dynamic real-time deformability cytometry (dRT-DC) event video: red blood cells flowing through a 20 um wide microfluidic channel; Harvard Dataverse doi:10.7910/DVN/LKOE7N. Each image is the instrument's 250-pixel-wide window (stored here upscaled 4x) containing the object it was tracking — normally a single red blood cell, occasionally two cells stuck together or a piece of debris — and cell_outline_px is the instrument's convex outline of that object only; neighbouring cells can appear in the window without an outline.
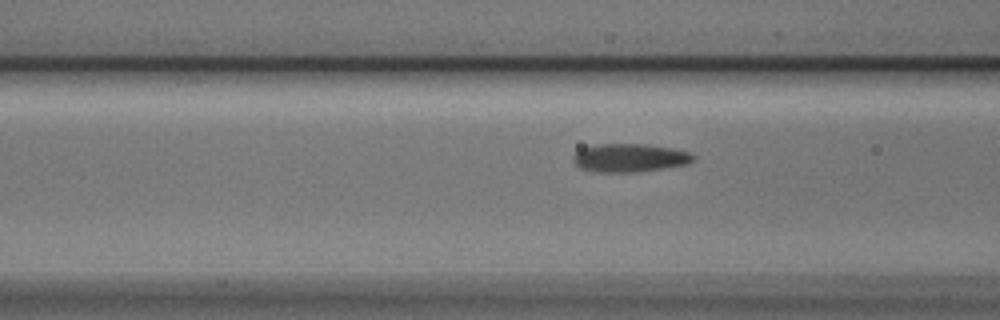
{"species": "Egyptian fruit bat (a non-hibernating species)", "species_latin": "Rousettus aegyptiacus", "temperature_condition": "cold", "stored_images_in_passage": 28, "camera_frame_rate_fps": 3000, "um_per_image_px": 0.085, "animal": {"sex": "male"}, "frame": {"image": 1, "passage_image": 4, "time_ms": 1.0, "image_size_px": [1000, 320], "cell_outline_px": [[696, 156], [688, 164], [640, 172], [592, 172], [580, 168], [572, 160], [572, 156], [580, 148], [600, 144], [644, 144], [672, 148], [688, 152]], "centroid_in_image_um": [53.49, 13.42], "position_along_channel_um": 113.1, "area_um2": 19.94}}
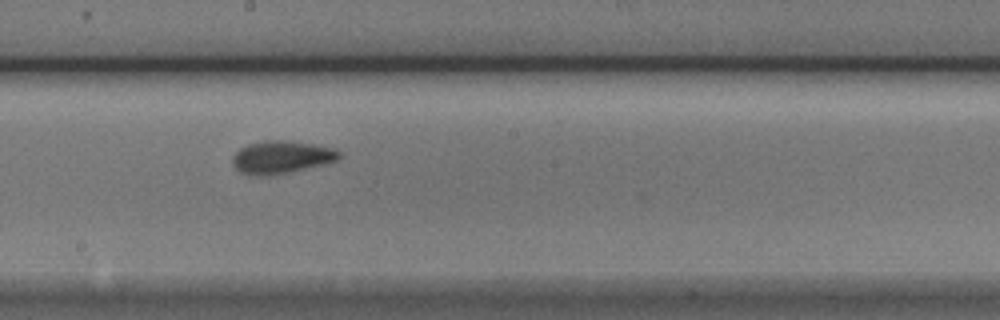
{"frame": {"image": 2, "passage_image": 13, "time_ms": 4.0, "image_size_px": [1000, 320], "cell_outline_px": [[340, 156], [336, 160], [324, 164], [288, 172], [268, 176], [256, 176], [240, 172], [232, 164], [232, 156], [240, 148], [248, 144], [264, 140], [284, 140], [312, 144], [332, 148], [340, 152]], "centroid_in_image_um": [23.87, 13.36], "position_along_channel_um": 224.3, "area_um2": 20.17}}
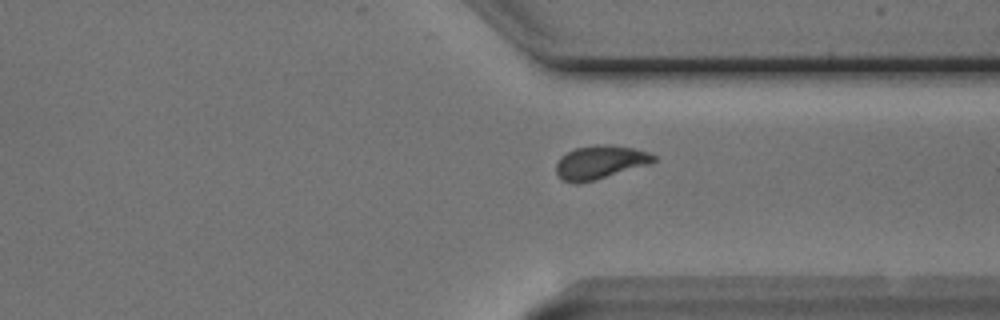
{"frame": {"image": 3, "passage_image": 24, "time_ms": 7.667, "image_size_px": [1000, 320], "cell_outline_px": [[656, 160], [652, 164], [580, 184], [576, 184], [564, 180], [556, 172], [556, 164], [560, 156], [564, 152], [576, 148], [596, 144], [608, 144], [632, 148], [648, 152], [656, 156]], "centroid_in_image_um": [51.01, 13.79], "position_along_channel_um": 360.4, "area_um2": 19.25}}